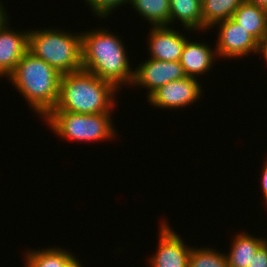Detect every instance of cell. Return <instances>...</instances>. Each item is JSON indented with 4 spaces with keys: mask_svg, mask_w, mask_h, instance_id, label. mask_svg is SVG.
I'll return each instance as SVG.
<instances>
[{
    "mask_svg": "<svg viewBox=\"0 0 267 267\" xmlns=\"http://www.w3.org/2000/svg\"><path fill=\"white\" fill-rule=\"evenodd\" d=\"M181 21V22H180ZM182 23L186 31L204 30L202 23V5L200 0H170L169 26Z\"/></svg>",
    "mask_w": 267,
    "mask_h": 267,
    "instance_id": "14",
    "label": "cell"
},
{
    "mask_svg": "<svg viewBox=\"0 0 267 267\" xmlns=\"http://www.w3.org/2000/svg\"><path fill=\"white\" fill-rule=\"evenodd\" d=\"M214 26L217 29V43L215 46L217 56L220 58H243L252 52H259V41L235 20L229 18L221 21Z\"/></svg>",
    "mask_w": 267,
    "mask_h": 267,
    "instance_id": "6",
    "label": "cell"
},
{
    "mask_svg": "<svg viewBox=\"0 0 267 267\" xmlns=\"http://www.w3.org/2000/svg\"><path fill=\"white\" fill-rule=\"evenodd\" d=\"M264 166L261 175V192L263 193V199L265 200L264 203L267 204V158L263 164Z\"/></svg>",
    "mask_w": 267,
    "mask_h": 267,
    "instance_id": "22",
    "label": "cell"
},
{
    "mask_svg": "<svg viewBox=\"0 0 267 267\" xmlns=\"http://www.w3.org/2000/svg\"><path fill=\"white\" fill-rule=\"evenodd\" d=\"M245 0H203L202 23L204 31L215 28L214 25L232 18L235 10Z\"/></svg>",
    "mask_w": 267,
    "mask_h": 267,
    "instance_id": "17",
    "label": "cell"
},
{
    "mask_svg": "<svg viewBox=\"0 0 267 267\" xmlns=\"http://www.w3.org/2000/svg\"><path fill=\"white\" fill-rule=\"evenodd\" d=\"M188 267H229L225 253L214 248L192 247Z\"/></svg>",
    "mask_w": 267,
    "mask_h": 267,
    "instance_id": "19",
    "label": "cell"
},
{
    "mask_svg": "<svg viewBox=\"0 0 267 267\" xmlns=\"http://www.w3.org/2000/svg\"><path fill=\"white\" fill-rule=\"evenodd\" d=\"M205 43V44H204ZM217 53L206 42H198L188 39L184 45L180 64L183 66L186 76L197 78L202 74H207L213 68Z\"/></svg>",
    "mask_w": 267,
    "mask_h": 267,
    "instance_id": "12",
    "label": "cell"
},
{
    "mask_svg": "<svg viewBox=\"0 0 267 267\" xmlns=\"http://www.w3.org/2000/svg\"><path fill=\"white\" fill-rule=\"evenodd\" d=\"M156 253L148 258L150 267H188L191 246L166 222H160Z\"/></svg>",
    "mask_w": 267,
    "mask_h": 267,
    "instance_id": "8",
    "label": "cell"
},
{
    "mask_svg": "<svg viewBox=\"0 0 267 267\" xmlns=\"http://www.w3.org/2000/svg\"><path fill=\"white\" fill-rule=\"evenodd\" d=\"M49 28V29H48ZM29 30L28 51L60 74L82 70V35L48 27Z\"/></svg>",
    "mask_w": 267,
    "mask_h": 267,
    "instance_id": "4",
    "label": "cell"
},
{
    "mask_svg": "<svg viewBox=\"0 0 267 267\" xmlns=\"http://www.w3.org/2000/svg\"><path fill=\"white\" fill-rule=\"evenodd\" d=\"M7 10H5L4 5L0 1V28L8 21Z\"/></svg>",
    "mask_w": 267,
    "mask_h": 267,
    "instance_id": "24",
    "label": "cell"
},
{
    "mask_svg": "<svg viewBox=\"0 0 267 267\" xmlns=\"http://www.w3.org/2000/svg\"><path fill=\"white\" fill-rule=\"evenodd\" d=\"M99 29L81 33L82 69L112 83L121 91L123 86H131L134 78L128 52L121 37L104 27Z\"/></svg>",
    "mask_w": 267,
    "mask_h": 267,
    "instance_id": "1",
    "label": "cell"
},
{
    "mask_svg": "<svg viewBox=\"0 0 267 267\" xmlns=\"http://www.w3.org/2000/svg\"><path fill=\"white\" fill-rule=\"evenodd\" d=\"M259 55H262V57L264 56V60L267 64V33L264 35V37L262 38V40L259 42ZM267 66V65H265Z\"/></svg>",
    "mask_w": 267,
    "mask_h": 267,
    "instance_id": "23",
    "label": "cell"
},
{
    "mask_svg": "<svg viewBox=\"0 0 267 267\" xmlns=\"http://www.w3.org/2000/svg\"><path fill=\"white\" fill-rule=\"evenodd\" d=\"M232 19L251 33L259 42L267 33V10L246 0L235 10Z\"/></svg>",
    "mask_w": 267,
    "mask_h": 267,
    "instance_id": "15",
    "label": "cell"
},
{
    "mask_svg": "<svg viewBox=\"0 0 267 267\" xmlns=\"http://www.w3.org/2000/svg\"><path fill=\"white\" fill-rule=\"evenodd\" d=\"M202 92L198 78L186 76L159 87L147 98V102L161 110H170L171 108L178 110L194 104L198 98L204 95Z\"/></svg>",
    "mask_w": 267,
    "mask_h": 267,
    "instance_id": "7",
    "label": "cell"
},
{
    "mask_svg": "<svg viewBox=\"0 0 267 267\" xmlns=\"http://www.w3.org/2000/svg\"><path fill=\"white\" fill-rule=\"evenodd\" d=\"M140 63L134 69V78L131 86L147 88V98L168 82L186 77L183 66L179 61H160L149 58L145 62Z\"/></svg>",
    "mask_w": 267,
    "mask_h": 267,
    "instance_id": "9",
    "label": "cell"
},
{
    "mask_svg": "<svg viewBox=\"0 0 267 267\" xmlns=\"http://www.w3.org/2000/svg\"><path fill=\"white\" fill-rule=\"evenodd\" d=\"M111 112L77 114L67 111H51L45 118L57 136L75 142H98L112 140L118 135L112 123ZM115 128V129H114ZM117 134V135H116Z\"/></svg>",
    "mask_w": 267,
    "mask_h": 267,
    "instance_id": "5",
    "label": "cell"
},
{
    "mask_svg": "<svg viewBox=\"0 0 267 267\" xmlns=\"http://www.w3.org/2000/svg\"><path fill=\"white\" fill-rule=\"evenodd\" d=\"M86 5L88 3L89 9L92 10L93 15L108 19L109 15L113 13L114 9L123 7L129 3V0H84ZM107 16V18H106Z\"/></svg>",
    "mask_w": 267,
    "mask_h": 267,
    "instance_id": "20",
    "label": "cell"
},
{
    "mask_svg": "<svg viewBox=\"0 0 267 267\" xmlns=\"http://www.w3.org/2000/svg\"><path fill=\"white\" fill-rule=\"evenodd\" d=\"M66 267H83V265L81 261L78 260L77 256V258L75 257Z\"/></svg>",
    "mask_w": 267,
    "mask_h": 267,
    "instance_id": "26",
    "label": "cell"
},
{
    "mask_svg": "<svg viewBox=\"0 0 267 267\" xmlns=\"http://www.w3.org/2000/svg\"><path fill=\"white\" fill-rule=\"evenodd\" d=\"M248 267H267V241L258 249Z\"/></svg>",
    "mask_w": 267,
    "mask_h": 267,
    "instance_id": "21",
    "label": "cell"
},
{
    "mask_svg": "<svg viewBox=\"0 0 267 267\" xmlns=\"http://www.w3.org/2000/svg\"><path fill=\"white\" fill-rule=\"evenodd\" d=\"M246 1L267 10V0H246Z\"/></svg>",
    "mask_w": 267,
    "mask_h": 267,
    "instance_id": "25",
    "label": "cell"
},
{
    "mask_svg": "<svg viewBox=\"0 0 267 267\" xmlns=\"http://www.w3.org/2000/svg\"><path fill=\"white\" fill-rule=\"evenodd\" d=\"M8 22L0 28V78H7L15 70L29 47V30L15 31Z\"/></svg>",
    "mask_w": 267,
    "mask_h": 267,
    "instance_id": "11",
    "label": "cell"
},
{
    "mask_svg": "<svg viewBox=\"0 0 267 267\" xmlns=\"http://www.w3.org/2000/svg\"><path fill=\"white\" fill-rule=\"evenodd\" d=\"M61 75L27 51L7 78L27 100L30 109L44 119L58 102Z\"/></svg>",
    "mask_w": 267,
    "mask_h": 267,
    "instance_id": "3",
    "label": "cell"
},
{
    "mask_svg": "<svg viewBox=\"0 0 267 267\" xmlns=\"http://www.w3.org/2000/svg\"><path fill=\"white\" fill-rule=\"evenodd\" d=\"M266 241L265 237H255L238 231L237 235L235 234L232 238L229 252L225 254L229 267H248L253 256Z\"/></svg>",
    "mask_w": 267,
    "mask_h": 267,
    "instance_id": "13",
    "label": "cell"
},
{
    "mask_svg": "<svg viewBox=\"0 0 267 267\" xmlns=\"http://www.w3.org/2000/svg\"><path fill=\"white\" fill-rule=\"evenodd\" d=\"M25 267H66L76 256L62 248L50 247L25 251Z\"/></svg>",
    "mask_w": 267,
    "mask_h": 267,
    "instance_id": "16",
    "label": "cell"
},
{
    "mask_svg": "<svg viewBox=\"0 0 267 267\" xmlns=\"http://www.w3.org/2000/svg\"><path fill=\"white\" fill-rule=\"evenodd\" d=\"M119 91L112 83L83 69L62 74L58 102L52 111L77 114L113 112Z\"/></svg>",
    "mask_w": 267,
    "mask_h": 267,
    "instance_id": "2",
    "label": "cell"
},
{
    "mask_svg": "<svg viewBox=\"0 0 267 267\" xmlns=\"http://www.w3.org/2000/svg\"><path fill=\"white\" fill-rule=\"evenodd\" d=\"M173 26L151 27L148 35V58L160 61H179L188 38Z\"/></svg>",
    "mask_w": 267,
    "mask_h": 267,
    "instance_id": "10",
    "label": "cell"
},
{
    "mask_svg": "<svg viewBox=\"0 0 267 267\" xmlns=\"http://www.w3.org/2000/svg\"><path fill=\"white\" fill-rule=\"evenodd\" d=\"M129 3L152 27L169 26L170 0H129Z\"/></svg>",
    "mask_w": 267,
    "mask_h": 267,
    "instance_id": "18",
    "label": "cell"
}]
</instances>
